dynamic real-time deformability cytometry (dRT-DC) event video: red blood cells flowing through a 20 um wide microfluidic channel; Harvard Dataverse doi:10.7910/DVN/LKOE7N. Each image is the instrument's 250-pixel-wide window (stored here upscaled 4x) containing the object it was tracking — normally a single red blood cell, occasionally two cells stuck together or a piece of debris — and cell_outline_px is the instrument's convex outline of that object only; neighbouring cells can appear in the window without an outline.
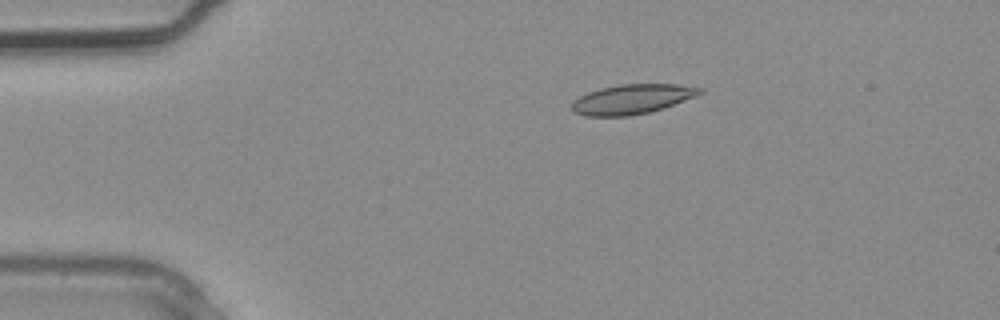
{"species": "common noctule bat (a hibernating species)", "species_latin": "Nyctalus noctula", "temperature_condition": "warm", "stored_images_in_passage": 2, "camera_frame_rate_fps": 3000, "um_per_image_px": 0.085, "animal": {"sex": "male", "body_mass_g": 20.4}, "frame": {"image": 1, "passage_image": 1, "time_ms": 0.0, "image_size_px": [1000, 320], "cell_outline_px": [[704, 92], [696, 96], [664, 108], [648, 112], [628, 116], [584, 116], [576, 112], [572, 108], [572, 100], [588, 92], [600, 88], [620, 84], [676, 84], [704, 88]], "centroid_in_image_um": [53.74, 8.42], "position_along_channel_um": 31.3, "area_um2": 22.14}}
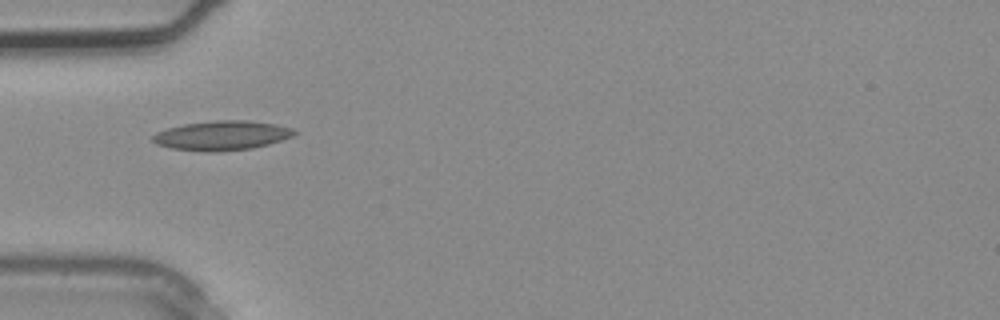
{"frame": {"image": 2, "passage_image": 2, "time_ms": 0.333, "image_size_px": [1000, 320], "cell_outline_px": [[300, 132], [292, 136], [268, 144], [252, 148], [220, 152], [204, 152], [172, 148], [156, 144], [152, 140], [152, 136], [156, 132], [168, 128], [184, 124], [216, 120], [248, 120], [276, 124], [292, 128]], "centroid_in_image_um": [18.87, 11.52], "position_along_channel_um": 66.1, "area_um2": 24.39}}